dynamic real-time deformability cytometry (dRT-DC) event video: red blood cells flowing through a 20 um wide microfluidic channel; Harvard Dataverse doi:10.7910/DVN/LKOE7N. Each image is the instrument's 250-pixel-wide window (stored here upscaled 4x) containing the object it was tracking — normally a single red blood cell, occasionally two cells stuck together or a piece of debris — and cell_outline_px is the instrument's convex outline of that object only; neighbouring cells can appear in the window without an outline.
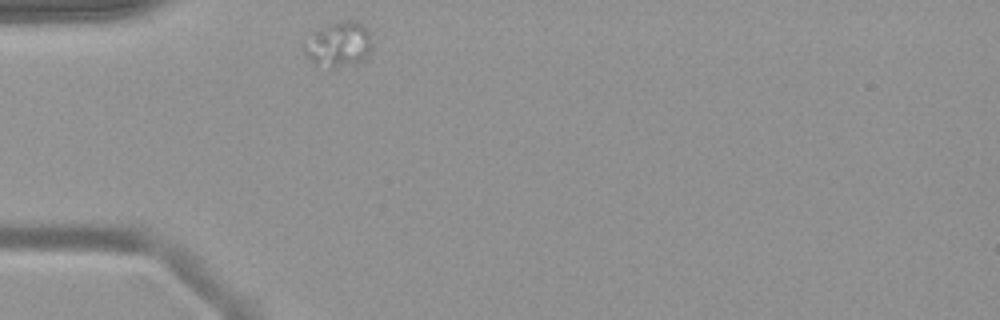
{"species": "common noctule bat (a hibernating species)", "species_latin": "Nyctalus noctula", "temperature_condition": "warm", "stored_images_in_passage": 33, "camera_frame_rate_fps": 3000, "um_per_image_px": 0.085, "animal": {"sex": "female", "body_mass_g": 19.9}, "frame": {"image": 1, "passage_image": 1, "time_ms": 0.0, "image_size_px": [1000, 320], "cell_outline_px": [[372, 48], [368, 56], [352, 64], [316, 64], [304, 52], [300, 44], [312, 32], [320, 28], [340, 20], [352, 20], [368, 28], [372, 44]], "centroid_in_image_um": [28.77, 3.69], "position_along_channel_um": 56.2, "area_um2": 17.46}}
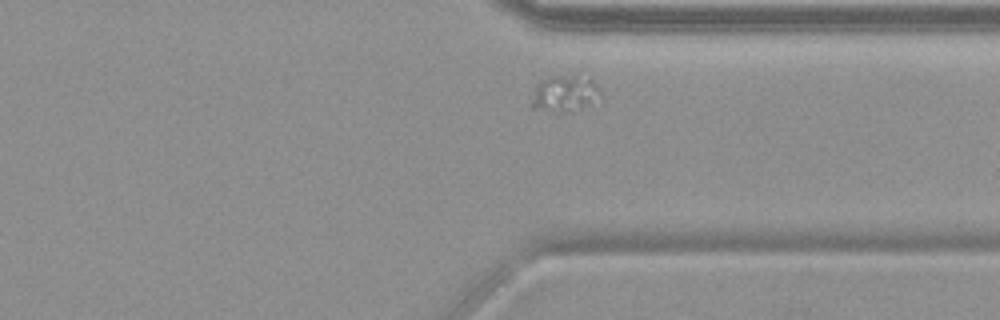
{"frame": {"image": 2, "passage_image": 28, "time_ms": 9.0, "image_size_px": [1000, 320], "cell_outline_px": [[600, 96], [580, 108], [564, 112], [560, 112], [532, 108], [528, 104], [536, 88], [544, 80], [552, 76], [576, 76], [592, 80], [600, 88]], "centroid_in_image_um": [47.96, 7.97], "position_along_channel_um": 363.4, "area_um2": 14.05}}
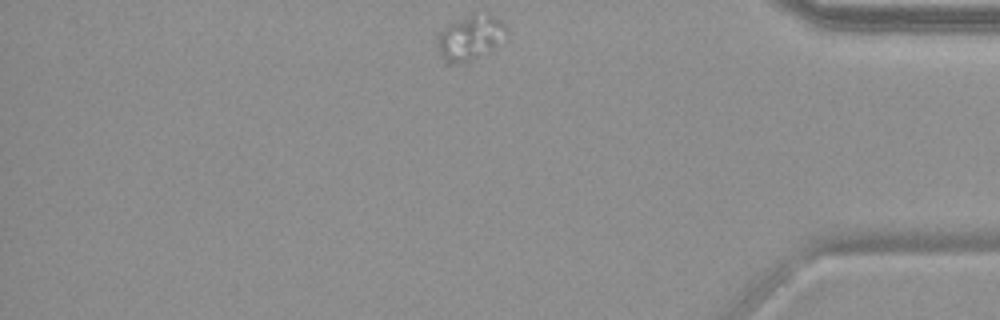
{"frame": {"image": 3, "passage_image": 33, "time_ms": 10.667, "image_size_px": [1000, 320], "cell_outline_px": [[508, 32], [488, 52], [472, 60], [452, 64], [444, 64], [436, 44], [436, 40], [440, 32], [448, 24], [472, 16], [492, 16], [500, 20], [504, 24]], "centroid_in_image_um": [39.9, 3.27], "position_along_channel_um": 395.3, "area_um2": 17.4}}